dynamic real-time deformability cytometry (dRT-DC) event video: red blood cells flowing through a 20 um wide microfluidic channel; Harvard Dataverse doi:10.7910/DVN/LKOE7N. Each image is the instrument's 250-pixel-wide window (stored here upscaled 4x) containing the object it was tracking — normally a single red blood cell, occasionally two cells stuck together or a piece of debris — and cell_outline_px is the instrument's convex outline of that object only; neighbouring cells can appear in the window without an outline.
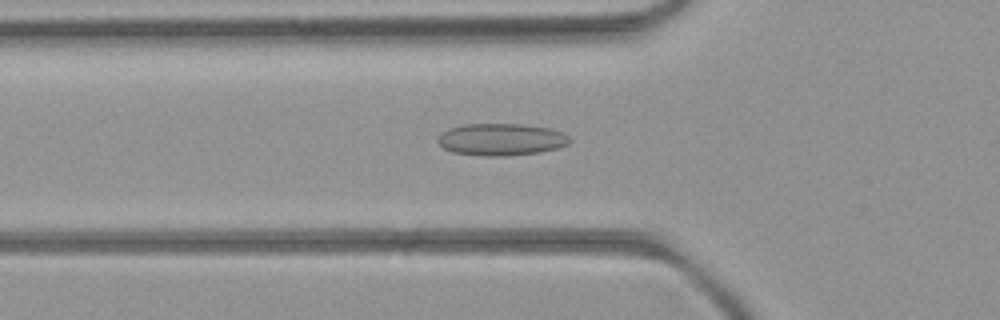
{"species": "common noctule bat (a hibernating species)", "species_latin": "Nyctalus noctula", "temperature_condition": "room temperature", "stored_images_in_passage": 45, "camera_frame_rate_fps": 3000, "um_per_image_px": 0.085, "animal": {"sex": "female", "body_mass_g": 21.9}, "frame": {"image": 1, "passage_image": 11, "time_ms": 3.333, "image_size_px": [1000, 320], "cell_outline_px": [[572, 140], [568, 144], [556, 148], [540, 152], [508, 156], [480, 156], [452, 152], [444, 148], [436, 140], [440, 132], [448, 128], [464, 124], [520, 124], [548, 128], [560, 132], [568, 136]], "centroid_in_image_um": [42.55, 11.86], "position_along_channel_um": 83.3, "area_um2": 24.74}}
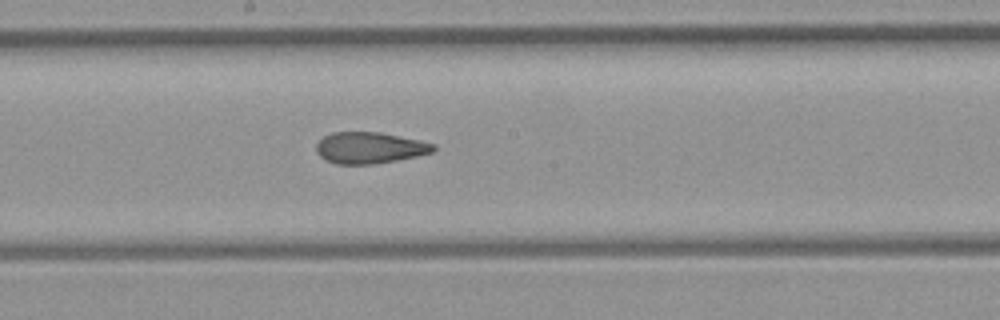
{"frame": {"image": 2, "passage_image": 21, "time_ms": 6.667, "image_size_px": [1000, 320], "cell_outline_px": [[436, 148], [432, 152], [416, 156], [396, 160], [372, 164], [336, 164], [324, 160], [316, 152], [316, 144], [324, 136], [332, 132], [380, 132], [420, 140], [436, 144]], "centroid_in_image_um": [31.4, 12.56], "position_along_channel_um": 216.8, "area_um2": 21.44}}
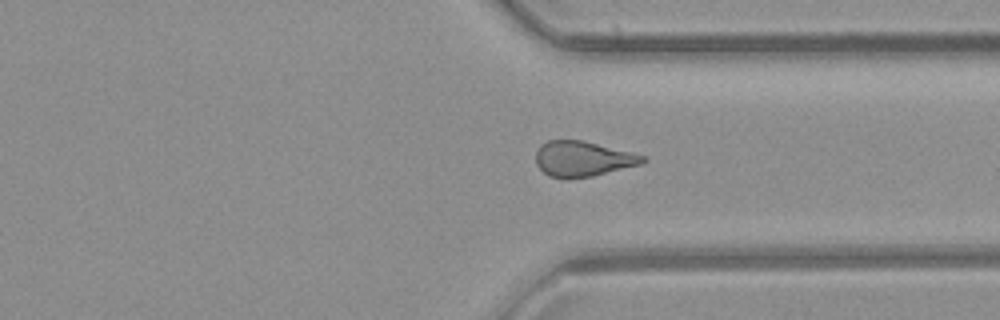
{"frame": {"image": 3, "passage_image": 32, "time_ms": 10.333, "image_size_px": [1000, 320], "cell_outline_px": [[648, 160], [640, 164], [592, 176], [548, 176], [536, 164], [536, 152], [540, 144], [548, 140], [580, 140], [644, 156]], "centroid_in_image_um": [49.5, 13.48], "position_along_channel_um": 361.9, "area_um2": 21.15}, "authors_computed_cell_mechanics": {"area_um2": 22.3108, "velocity_mm_per_s": 3.9696, "shape_relaxation_time_tau1_ms": null, "shape_relaxation_time_tau2_ms": 2.5794, "deformation_change_tau1": null, "deformation_change_tau2": 0.0998}}